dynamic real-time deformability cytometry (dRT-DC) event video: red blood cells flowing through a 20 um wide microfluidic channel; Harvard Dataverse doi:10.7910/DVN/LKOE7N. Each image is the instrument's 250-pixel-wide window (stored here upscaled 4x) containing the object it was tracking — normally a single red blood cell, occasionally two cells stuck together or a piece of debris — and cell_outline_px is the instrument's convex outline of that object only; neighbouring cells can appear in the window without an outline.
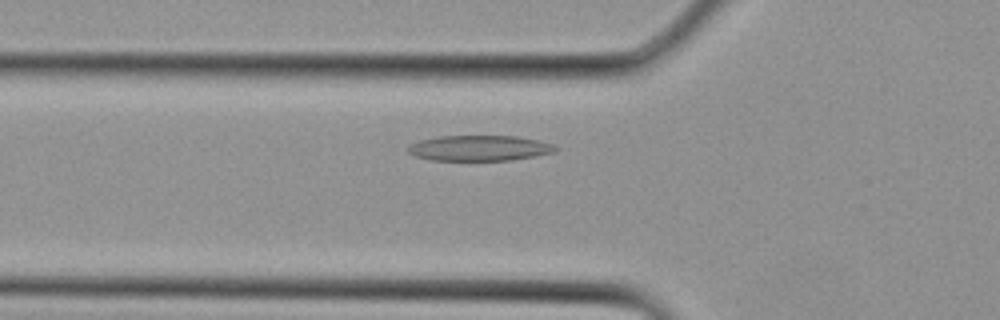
{"species": "Egyptian fruit bat (a non-hibernating species)", "species_latin": "Rousettus aegyptiacus", "temperature_condition": "cold", "stored_images_in_passage": 29, "camera_frame_rate_fps": 3000, "um_per_image_px": 0.085, "animal": {"sex": "female"}, "frame": {"image": 1, "passage_image": 9, "time_ms": 2.667, "image_size_px": [1000, 320], "cell_outline_px": [[560, 148], [556, 152], [536, 156], [512, 160], [428, 160], [416, 156], [408, 152], [408, 148], [412, 144], [420, 140], [440, 136], [516, 136], [540, 140], [552, 144]], "centroid_in_image_um": [40.81, 12.59], "position_along_channel_um": 85.0, "area_um2": 21.96}}
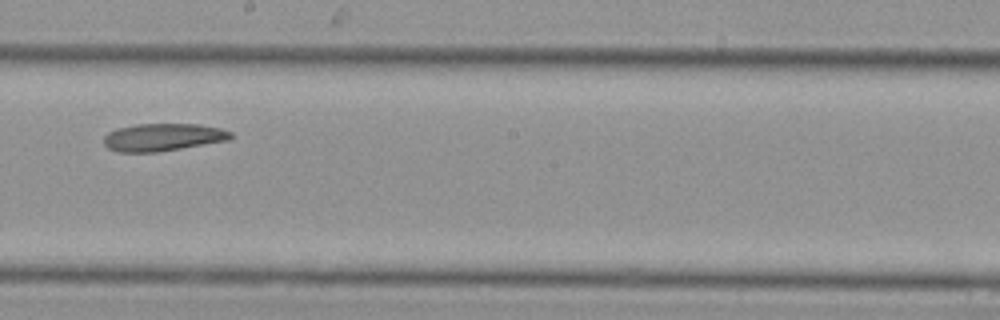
{"frame": {"image": 2, "passage_image": 16, "time_ms": 5.0, "image_size_px": [1000, 320], "cell_outline_px": [[232, 136], [228, 140], [156, 152], [116, 152], [108, 148], [104, 144], [104, 136], [108, 132], [116, 128], [136, 124], [200, 124], [220, 128], [232, 132]], "centroid_in_image_um": [13.81, 11.65], "position_along_channel_um": 234.4, "area_um2": 20.35}}
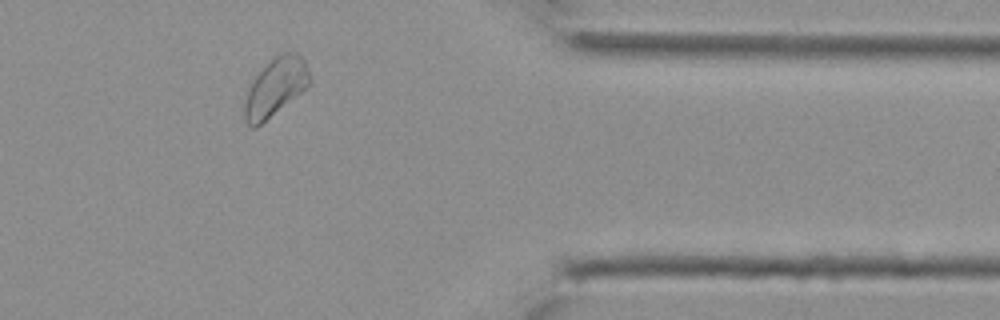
{"frame": {"image": 3, "passage_image": 24, "time_ms": 7.667, "image_size_px": [1000, 320], "cell_outline_px": [[312, 84], [308, 88], [256, 128], [252, 128], [244, 120], [244, 104], [248, 88], [252, 80], [268, 60], [284, 52], [296, 52], [304, 60], [312, 76]], "centroid_in_image_um": [23.44, 7.41], "position_along_channel_um": 388.0, "area_um2": 22.48}}